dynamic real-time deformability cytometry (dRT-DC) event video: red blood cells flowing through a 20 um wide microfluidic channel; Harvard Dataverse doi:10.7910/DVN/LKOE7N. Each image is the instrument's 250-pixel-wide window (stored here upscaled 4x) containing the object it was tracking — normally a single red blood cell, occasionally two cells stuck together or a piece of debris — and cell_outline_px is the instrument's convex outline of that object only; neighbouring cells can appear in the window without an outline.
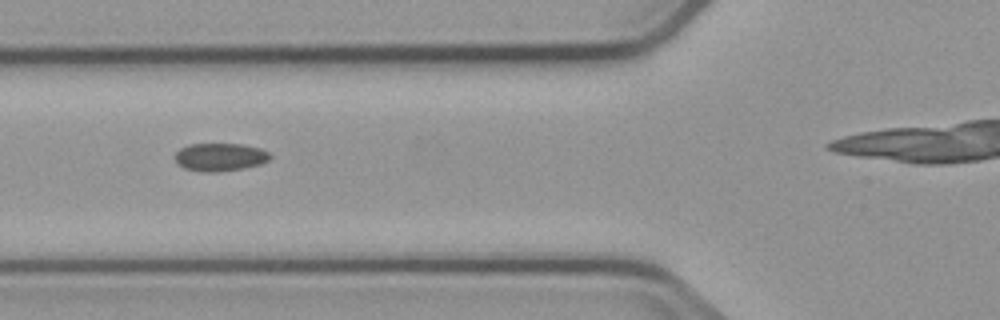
{"species": "common noctule bat (a hibernating species)", "species_latin": "Nyctalus noctula", "temperature_condition": "cold", "stored_images_in_passage": 4, "camera_frame_rate_fps": 3000, "um_per_image_px": 0.085, "animal": {"sex": "male", "body_mass_g": 23.1, "forearm_length_mm": 52.7}, "frame": {"image": 1, "passage_image": 3, "time_ms": 2.333, "image_size_px": [1000, 320], "cell_outline_px": [[272, 156], [268, 160], [260, 164], [240, 168], [212, 172], [208, 172], [184, 168], [176, 160], [176, 152], [180, 148], [188, 144], [244, 144], [260, 148], [268, 152]], "centroid_in_image_um": [18.72, 13.33], "position_along_channel_um": 107.1, "area_um2": 15.2}}
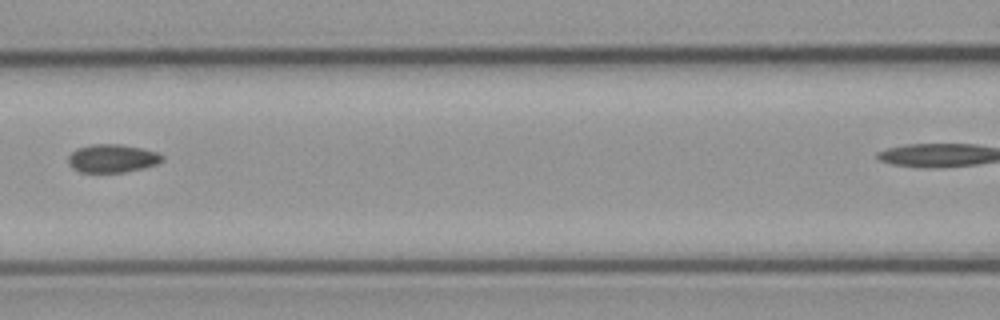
{"frame": {"image": 2, "passage_image": 4, "time_ms": 3.667, "image_size_px": [1000, 320], "cell_outline_px": [[164, 160], [156, 164], [124, 172], [80, 172], [72, 168], [68, 160], [68, 156], [76, 148], [92, 144], [120, 144], [140, 148], [156, 152], [164, 156]], "centroid_in_image_um": [9.52, 13.45], "position_along_channel_um": 157.1, "area_um2": 15.32}}